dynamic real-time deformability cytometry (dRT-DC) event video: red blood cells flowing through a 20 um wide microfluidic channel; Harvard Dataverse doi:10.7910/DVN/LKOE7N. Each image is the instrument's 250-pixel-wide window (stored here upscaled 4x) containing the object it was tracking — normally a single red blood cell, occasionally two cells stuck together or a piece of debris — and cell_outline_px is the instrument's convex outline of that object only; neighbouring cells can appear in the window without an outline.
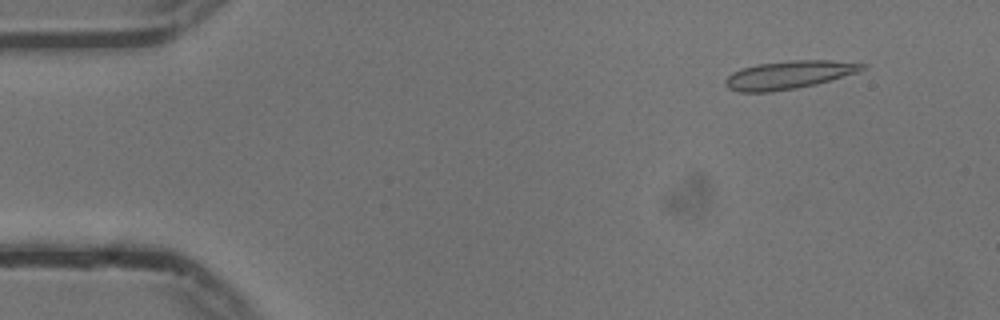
{"species": "common noctule bat (a hibernating species)", "species_latin": "Nyctalus noctula", "temperature_condition": "cold", "stored_images_in_passage": 54, "camera_frame_rate_fps": 3000, "um_per_image_px": 0.085, "animal": {"sex": "male", "body_mass_g": 13.3}, "frame": {"image": 1, "passage_image": 5, "time_ms": 1.333, "image_size_px": [1000, 320], "cell_outline_px": [[868, 68], [860, 72], [816, 84], [796, 88], [772, 92], [740, 92], [728, 88], [724, 84], [724, 80], [732, 72], [756, 64], [788, 60], [832, 60], [868, 64]], "centroid_in_image_um": [67.1, 6.36], "position_along_channel_um": 17.9, "area_um2": 22.72}}
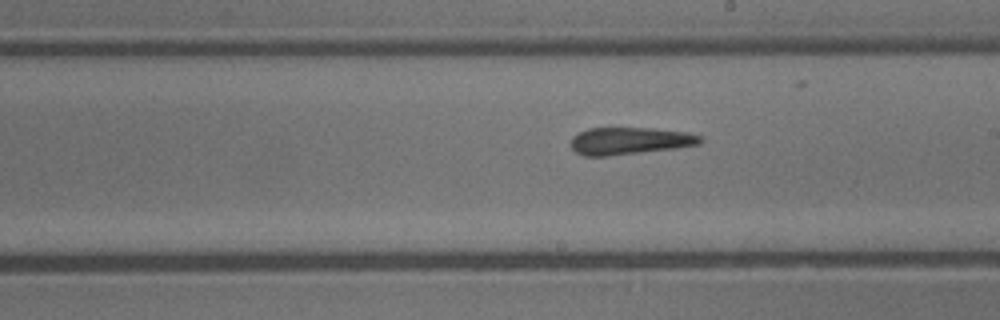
{"frame": {"image": 2, "passage_image": 30, "time_ms": 9.667, "image_size_px": [1000, 320], "cell_outline_px": [[704, 140], [700, 144], [676, 148], [608, 156], [584, 156], [576, 152], [568, 144], [572, 136], [588, 128], [652, 128], [688, 132], [704, 136]], "centroid_in_image_um": [53.53, 11.97], "position_along_channel_um": 235.5, "area_um2": 20.81}}
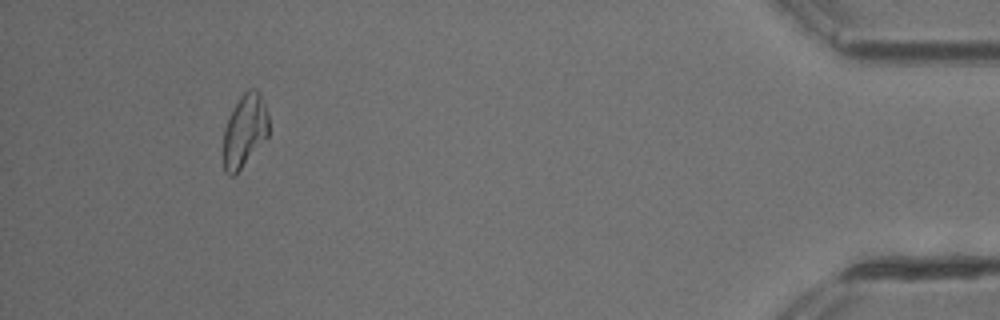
{"frame": {"image": 3, "passage_image": 50, "time_ms": 16.333, "image_size_px": [1000, 320], "cell_outline_px": [[268, 136], [240, 168], [232, 176], [228, 176], [224, 172], [224, 128], [228, 116], [244, 92], [248, 88], [256, 88], [260, 92], [268, 112]], "centroid_in_image_um": [20.8, 11.07], "position_along_channel_um": 414.4, "area_um2": 19.07}, "authors_computed_cell_mechanics": {"area_um2": 20.9525, "velocity_mm_per_s": 3.7404, "shape_relaxation_time_tau1_ms": 6.4004, "shape_relaxation_time_tau2_ms": 5.535, "deformation_change_tau1": 0.1661, "deformation_change_tau2": 0.1148}}